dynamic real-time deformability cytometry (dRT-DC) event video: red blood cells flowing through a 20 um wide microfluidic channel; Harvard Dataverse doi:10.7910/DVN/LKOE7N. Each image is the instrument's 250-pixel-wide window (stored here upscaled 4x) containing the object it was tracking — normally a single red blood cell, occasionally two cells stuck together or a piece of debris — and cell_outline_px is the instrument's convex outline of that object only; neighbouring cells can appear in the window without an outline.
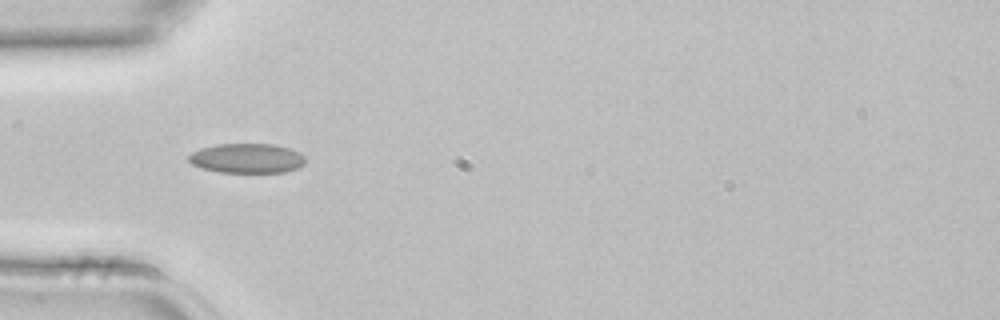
{"species": "common noctule bat (a hibernating species)", "species_latin": "Nyctalus noctula", "temperature_condition": "room temperature", "stored_images_in_passage": 3, "camera_frame_rate_fps": 3000, "um_per_image_px": 0.085, "animal": {"sex": "female", "body_mass_g": 22.7, "forearm_length_mm": 54.2}, "frame": {"image": 1, "passage_image": 3, "time_ms": 0.667, "image_size_px": [1000, 320], "cell_outline_px": [[304, 164], [296, 168], [284, 172], [220, 172], [204, 168], [192, 164], [188, 160], [188, 156], [192, 152], [200, 148], [216, 144], [272, 144], [288, 148], [300, 152], [304, 156]], "centroid_in_image_um": [20.98, 13.44], "position_along_channel_um": 64.0, "area_um2": 20.0}}